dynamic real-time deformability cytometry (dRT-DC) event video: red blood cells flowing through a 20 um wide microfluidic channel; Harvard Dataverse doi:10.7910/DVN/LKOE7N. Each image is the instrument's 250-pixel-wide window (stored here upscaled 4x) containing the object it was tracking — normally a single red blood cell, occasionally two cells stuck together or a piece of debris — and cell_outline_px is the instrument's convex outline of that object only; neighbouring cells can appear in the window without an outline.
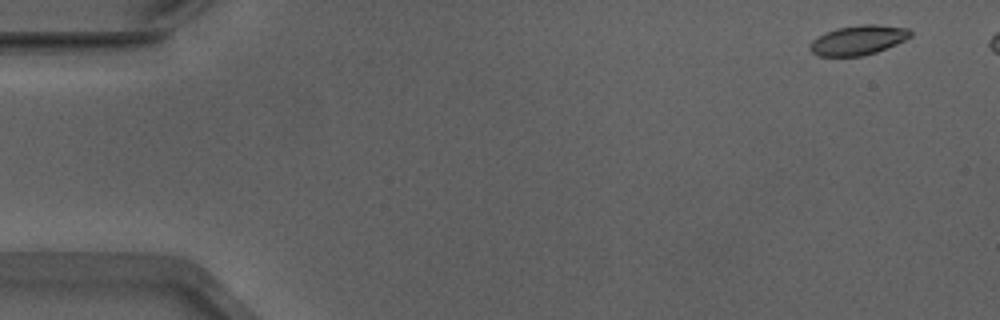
{"species": "Egyptian fruit bat (a non-hibernating species)", "species_latin": "Rousettus aegyptiacus", "temperature_condition": "warm", "stored_images_in_passage": 18, "camera_frame_rate_fps": 3000, "um_per_image_px": 0.085, "animal": {"sex": "male"}, "frame": {"image": 1, "passage_image": 3, "time_ms": 0.667, "image_size_px": [1000, 320], "cell_outline_px": [[912, 36], [896, 44], [876, 52], [860, 56], [820, 56], [812, 52], [808, 48], [812, 40], [816, 36], [824, 32], [836, 28], [860, 24], [876, 24], [908, 28], [912, 32]], "centroid_in_image_um": [72.92, 3.39], "position_along_channel_um": 12.1, "area_um2": 17.46}}